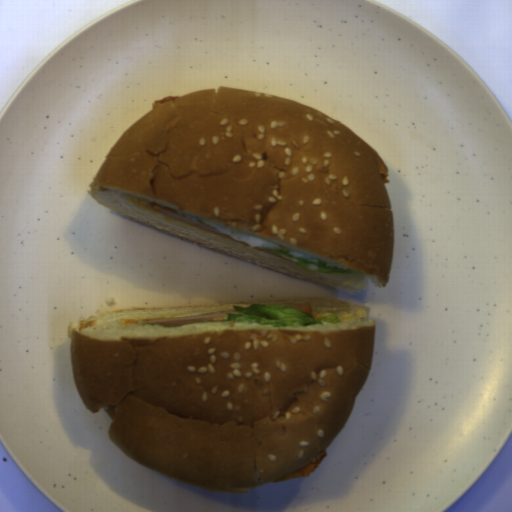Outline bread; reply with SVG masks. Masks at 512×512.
Here are the masks:
<instances>
[{"label":"bread","mask_w":512,"mask_h":512,"mask_svg":"<svg viewBox=\"0 0 512 512\" xmlns=\"http://www.w3.org/2000/svg\"><path fill=\"white\" fill-rule=\"evenodd\" d=\"M311 303L341 323L275 328L143 325L234 304ZM75 386L112 419L110 440L145 468L210 491L245 493L306 466L343 430L370 373L375 320L363 306L308 297L143 306L68 326Z\"/></svg>","instance_id":"obj_1"},{"label":"bread","mask_w":512,"mask_h":512,"mask_svg":"<svg viewBox=\"0 0 512 512\" xmlns=\"http://www.w3.org/2000/svg\"><path fill=\"white\" fill-rule=\"evenodd\" d=\"M383 160L323 111L218 86L153 103L88 185L108 209L169 235L347 293L386 287L395 222ZM195 216L229 238L162 216L131 198ZM284 248L358 273L326 274L253 250Z\"/></svg>","instance_id":"obj_2"}]
</instances>
